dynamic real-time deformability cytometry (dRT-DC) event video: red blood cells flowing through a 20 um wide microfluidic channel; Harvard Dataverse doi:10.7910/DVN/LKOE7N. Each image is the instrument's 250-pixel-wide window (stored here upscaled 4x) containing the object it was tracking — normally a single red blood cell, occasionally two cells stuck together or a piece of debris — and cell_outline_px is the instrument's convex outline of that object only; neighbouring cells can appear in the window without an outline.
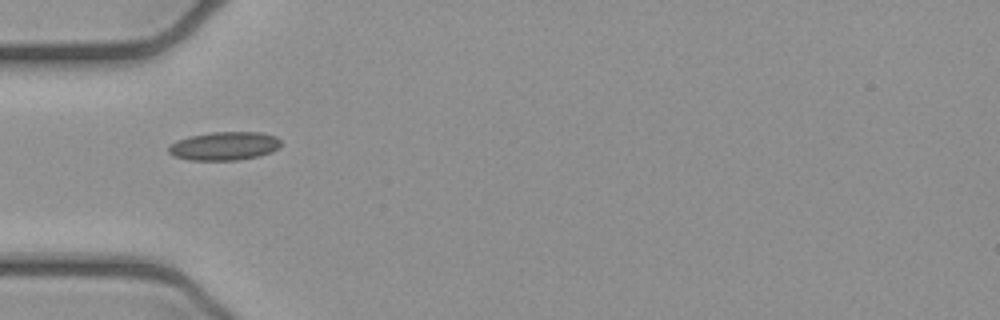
{"species": "common noctule bat (a hibernating species)", "species_latin": "Nyctalus noctula", "temperature_condition": "cold", "stored_images_in_passage": 1, "camera_frame_rate_fps": 3000, "um_per_image_px": 0.085, "animal": {"sex": "female", "body_mass_g": 21.9}, "frame": {"image": 1, "passage_image": 1, "time_ms": 0.0, "image_size_px": [1000, 320], "cell_outline_px": [[280, 148], [272, 152], [260, 156], [240, 160], [188, 160], [172, 156], [168, 152], [168, 148], [176, 140], [192, 136], [212, 132], [260, 132], [276, 136], [280, 140]], "centroid_in_image_um": [19.09, 12.42], "position_along_channel_um": 65.9, "area_um2": 18.79}}